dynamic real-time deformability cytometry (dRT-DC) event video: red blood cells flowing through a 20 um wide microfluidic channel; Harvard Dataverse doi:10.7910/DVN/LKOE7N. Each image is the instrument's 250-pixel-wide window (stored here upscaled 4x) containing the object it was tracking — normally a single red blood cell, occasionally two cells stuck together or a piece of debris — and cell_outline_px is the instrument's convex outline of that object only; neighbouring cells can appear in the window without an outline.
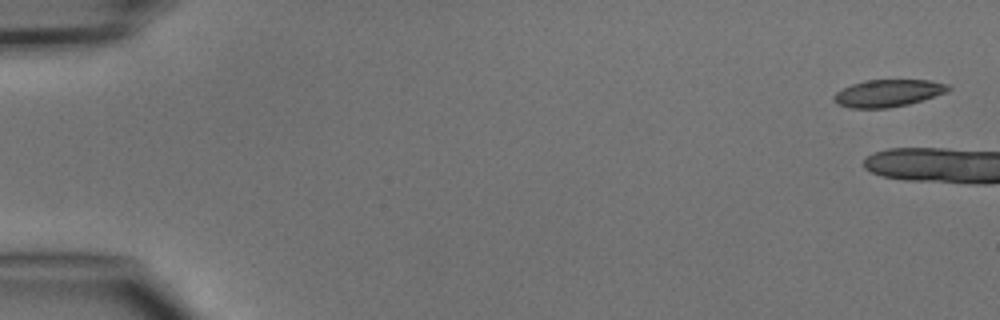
{"species": "common noctule bat (a hibernating species)", "species_latin": "Nyctalus noctula", "temperature_condition": "cold", "stored_images_in_passage": 7, "camera_frame_rate_fps": 3000, "um_per_image_px": 0.085, "animal": {"sex": "male", "body_mass_g": 15.6}, "frame": {"image": 1, "passage_image": 1, "time_ms": 0.0, "image_size_px": [1000, 320], "cell_outline_px": [[952, 88], [948, 92], [908, 104], [888, 108], [848, 108], [836, 104], [832, 100], [832, 96], [836, 92], [852, 84], [864, 80], [928, 80], [948, 84]], "centroid_in_image_um": [75.46, 7.92], "position_along_channel_um": 9.5, "area_um2": 18.26}}
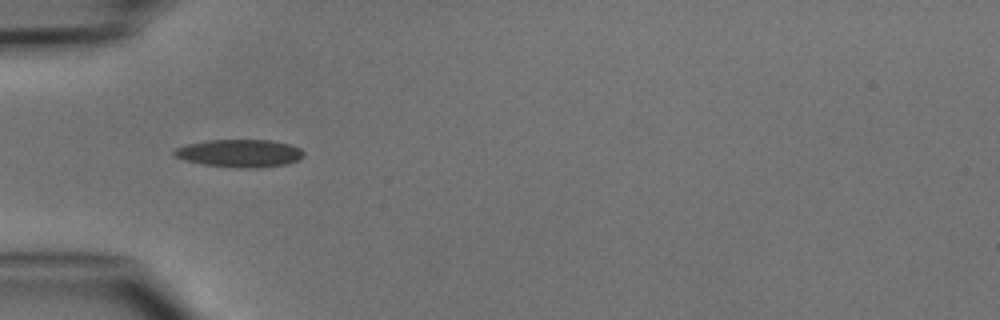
{"frame": {"image": 2, "passage_image": 6, "time_ms": 6.667, "image_size_px": [1000, 320], "cell_outline_px": [[304, 156], [300, 160], [288, 164], [260, 168], [236, 168], [204, 164], [184, 160], [176, 156], [172, 152], [176, 148], [188, 144], [208, 140], [272, 140], [292, 144], [300, 148], [304, 152]], "centroid_in_image_um": [20.44, 13.03], "position_along_channel_um": 64.6, "area_um2": 21.15}}